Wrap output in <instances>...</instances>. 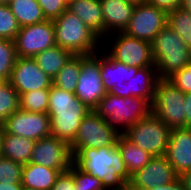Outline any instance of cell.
Wrapping results in <instances>:
<instances>
[{
	"instance_id": "f546056e",
	"label": "cell",
	"mask_w": 191,
	"mask_h": 190,
	"mask_svg": "<svg viewBox=\"0 0 191 190\" xmlns=\"http://www.w3.org/2000/svg\"><path fill=\"white\" fill-rule=\"evenodd\" d=\"M17 59L15 42L0 38V81H9Z\"/></svg>"
},
{
	"instance_id": "74e56055",
	"label": "cell",
	"mask_w": 191,
	"mask_h": 190,
	"mask_svg": "<svg viewBox=\"0 0 191 190\" xmlns=\"http://www.w3.org/2000/svg\"><path fill=\"white\" fill-rule=\"evenodd\" d=\"M184 107H185V127L191 128V92L185 93Z\"/></svg>"
},
{
	"instance_id": "ffe728a7",
	"label": "cell",
	"mask_w": 191,
	"mask_h": 190,
	"mask_svg": "<svg viewBox=\"0 0 191 190\" xmlns=\"http://www.w3.org/2000/svg\"><path fill=\"white\" fill-rule=\"evenodd\" d=\"M67 10L78 16L101 40L105 38L100 0H68Z\"/></svg>"
},
{
	"instance_id": "603a6c76",
	"label": "cell",
	"mask_w": 191,
	"mask_h": 190,
	"mask_svg": "<svg viewBox=\"0 0 191 190\" xmlns=\"http://www.w3.org/2000/svg\"><path fill=\"white\" fill-rule=\"evenodd\" d=\"M73 56L69 50L55 45L38 53L33 59L40 69L53 79Z\"/></svg>"
},
{
	"instance_id": "e0dca14e",
	"label": "cell",
	"mask_w": 191,
	"mask_h": 190,
	"mask_svg": "<svg viewBox=\"0 0 191 190\" xmlns=\"http://www.w3.org/2000/svg\"><path fill=\"white\" fill-rule=\"evenodd\" d=\"M20 94L40 89H50L52 79L45 74L33 58L18 57L9 79Z\"/></svg>"
},
{
	"instance_id": "4dcf8cb0",
	"label": "cell",
	"mask_w": 191,
	"mask_h": 190,
	"mask_svg": "<svg viewBox=\"0 0 191 190\" xmlns=\"http://www.w3.org/2000/svg\"><path fill=\"white\" fill-rule=\"evenodd\" d=\"M16 17L8 5H0V38L15 40L20 30Z\"/></svg>"
},
{
	"instance_id": "e575fe53",
	"label": "cell",
	"mask_w": 191,
	"mask_h": 190,
	"mask_svg": "<svg viewBox=\"0 0 191 190\" xmlns=\"http://www.w3.org/2000/svg\"><path fill=\"white\" fill-rule=\"evenodd\" d=\"M167 79L183 93L191 92V63L177 70Z\"/></svg>"
},
{
	"instance_id": "7c38bea8",
	"label": "cell",
	"mask_w": 191,
	"mask_h": 190,
	"mask_svg": "<svg viewBox=\"0 0 191 190\" xmlns=\"http://www.w3.org/2000/svg\"><path fill=\"white\" fill-rule=\"evenodd\" d=\"M18 57L33 58L56 45L53 20L21 27L14 40Z\"/></svg>"
},
{
	"instance_id": "d590c367",
	"label": "cell",
	"mask_w": 191,
	"mask_h": 190,
	"mask_svg": "<svg viewBox=\"0 0 191 190\" xmlns=\"http://www.w3.org/2000/svg\"><path fill=\"white\" fill-rule=\"evenodd\" d=\"M51 190H80L75 188L73 177L66 171L60 174Z\"/></svg>"
},
{
	"instance_id": "60d3db41",
	"label": "cell",
	"mask_w": 191,
	"mask_h": 190,
	"mask_svg": "<svg viewBox=\"0 0 191 190\" xmlns=\"http://www.w3.org/2000/svg\"><path fill=\"white\" fill-rule=\"evenodd\" d=\"M179 177L183 181L186 190H191V170L185 171Z\"/></svg>"
},
{
	"instance_id": "ee69618b",
	"label": "cell",
	"mask_w": 191,
	"mask_h": 190,
	"mask_svg": "<svg viewBox=\"0 0 191 190\" xmlns=\"http://www.w3.org/2000/svg\"><path fill=\"white\" fill-rule=\"evenodd\" d=\"M4 134V126L2 123H0V153H1V146H2V137Z\"/></svg>"
},
{
	"instance_id": "ab89813d",
	"label": "cell",
	"mask_w": 191,
	"mask_h": 190,
	"mask_svg": "<svg viewBox=\"0 0 191 190\" xmlns=\"http://www.w3.org/2000/svg\"><path fill=\"white\" fill-rule=\"evenodd\" d=\"M0 190H23V185L21 183H1Z\"/></svg>"
},
{
	"instance_id": "f1b7e54d",
	"label": "cell",
	"mask_w": 191,
	"mask_h": 190,
	"mask_svg": "<svg viewBox=\"0 0 191 190\" xmlns=\"http://www.w3.org/2000/svg\"><path fill=\"white\" fill-rule=\"evenodd\" d=\"M49 90L40 89L20 94V109L29 112L48 113Z\"/></svg>"
},
{
	"instance_id": "83f0119b",
	"label": "cell",
	"mask_w": 191,
	"mask_h": 190,
	"mask_svg": "<svg viewBox=\"0 0 191 190\" xmlns=\"http://www.w3.org/2000/svg\"><path fill=\"white\" fill-rule=\"evenodd\" d=\"M20 108V96L9 81L0 82V123Z\"/></svg>"
},
{
	"instance_id": "1f68e13d",
	"label": "cell",
	"mask_w": 191,
	"mask_h": 190,
	"mask_svg": "<svg viewBox=\"0 0 191 190\" xmlns=\"http://www.w3.org/2000/svg\"><path fill=\"white\" fill-rule=\"evenodd\" d=\"M67 172L73 177L75 188L80 190H106L101 180L83 172L74 163Z\"/></svg>"
},
{
	"instance_id": "4fadbf2b",
	"label": "cell",
	"mask_w": 191,
	"mask_h": 190,
	"mask_svg": "<svg viewBox=\"0 0 191 190\" xmlns=\"http://www.w3.org/2000/svg\"><path fill=\"white\" fill-rule=\"evenodd\" d=\"M167 25V13L147 2L135 5L130 23L123 33L147 42Z\"/></svg>"
},
{
	"instance_id": "484cf974",
	"label": "cell",
	"mask_w": 191,
	"mask_h": 190,
	"mask_svg": "<svg viewBox=\"0 0 191 190\" xmlns=\"http://www.w3.org/2000/svg\"><path fill=\"white\" fill-rule=\"evenodd\" d=\"M81 72V55H74L52 79V84L62 90L75 93Z\"/></svg>"
},
{
	"instance_id": "836d02e7",
	"label": "cell",
	"mask_w": 191,
	"mask_h": 190,
	"mask_svg": "<svg viewBox=\"0 0 191 190\" xmlns=\"http://www.w3.org/2000/svg\"><path fill=\"white\" fill-rule=\"evenodd\" d=\"M47 20L58 18L67 10L68 0H37Z\"/></svg>"
},
{
	"instance_id": "f6af8a7d",
	"label": "cell",
	"mask_w": 191,
	"mask_h": 190,
	"mask_svg": "<svg viewBox=\"0 0 191 190\" xmlns=\"http://www.w3.org/2000/svg\"><path fill=\"white\" fill-rule=\"evenodd\" d=\"M11 0H0V5H9Z\"/></svg>"
},
{
	"instance_id": "2e32d148",
	"label": "cell",
	"mask_w": 191,
	"mask_h": 190,
	"mask_svg": "<svg viewBox=\"0 0 191 190\" xmlns=\"http://www.w3.org/2000/svg\"><path fill=\"white\" fill-rule=\"evenodd\" d=\"M179 175L166 156L153 157L143 168L131 175L129 190H148L176 181Z\"/></svg>"
},
{
	"instance_id": "6da1fadb",
	"label": "cell",
	"mask_w": 191,
	"mask_h": 190,
	"mask_svg": "<svg viewBox=\"0 0 191 190\" xmlns=\"http://www.w3.org/2000/svg\"><path fill=\"white\" fill-rule=\"evenodd\" d=\"M102 52V53H101ZM100 77L107 93L120 97H141L153 103L157 80L156 67L137 68L114 60L99 50Z\"/></svg>"
},
{
	"instance_id": "7402d4cb",
	"label": "cell",
	"mask_w": 191,
	"mask_h": 190,
	"mask_svg": "<svg viewBox=\"0 0 191 190\" xmlns=\"http://www.w3.org/2000/svg\"><path fill=\"white\" fill-rule=\"evenodd\" d=\"M36 141L9 134L4 131L0 155L14 162L26 165L31 161V155Z\"/></svg>"
},
{
	"instance_id": "ac0fdd59",
	"label": "cell",
	"mask_w": 191,
	"mask_h": 190,
	"mask_svg": "<svg viewBox=\"0 0 191 190\" xmlns=\"http://www.w3.org/2000/svg\"><path fill=\"white\" fill-rule=\"evenodd\" d=\"M165 156L179 176L191 170V128H172Z\"/></svg>"
},
{
	"instance_id": "44dd1931",
	"label": "cell",
	"mask_w": 191,
	"mask_h": 190,
	"mask_svg": "<svg viewBox=\"0 0 191 190\" xmlns=\"http://www.w3.org/2000/svg\"><path fill=\"white\" fill-rule=\"evenodd\" d=\"M66 171L29 162L23 166L21 184L27 189L51 190L60 174Z\"/></svg>"
},
{
	"instance_id": "8d00e7d4",
	"label": "cell",
	"mask_w": 191,
	"mask_h": 190,
	"mask_svg": "<svg viewBox=\"0 0 191 190\" xmlns=\"http://www.w3.org/2000/svg\"><path fill=\"white\" fill-rule=\"evenodd\" d=\"M147 3L169 13L181 7L183 0H147Z\"/></svg>"
},
{
	"instance_id": "b9f144b4",
	"label": "cell",
	"mask_w": 191,
	"mask_h": 190,
	"mask_svg": "<svg viewBox=\"0 0 191 190\" xmlns=\"http://www.w3.org/2000/svg\"><path fill=\"white\" fill-rule=\"evenodd\" d=\"M182 8L191 13V0H183Z\"/></svg>"
},
{
	"instance_id": "277c9868",
	"label": "cell",
	"mask_w": 191,
	"mask_h": 190,
	"mask_svg": "<svg viewBox=\"0 0 191 190\" xmlns=\"http://www.w3.org/2000/svg\"><path fill=\"white\" fill-rule=\"evenodd\" d=\"M53 24L56 45L74 55H89L102 49V40L69 10L54 19Z\"/></svg>"
},
{
	"instance_id": "7bdbcfd3",
	"label": "cell",
	"mask_w": 191,
	"mask_h": 190,
	"mask_svg": "<svg viewBox=\"0 0 191 190\" xmlns=\"http://www.w3.org/2000/svg\"><path fill=\"white\" fill-rule=\"evenodd\" d=\"M125 1H127L129 3H132L134 5H140L142 3H146L147 2V0H125Z\"/></svg>"
},
{
	"instance_id": "9c48e42d",
	"label": "cell",
	"mask_w": 191,
	"mask_h": 190,
	"mask_svg": "<svg viewBox=\"0 0 191 190\" xmlns=\"http://www.w3.org/2000/svg\"><path fill=\"white\" fill-rule=\"evenodd\" d=\"M184 96L167 78L156 83L151 112L170 128L185 127Z\"/></svg>"
},
{
	"instance_id": "5bb4252c",
	"label": "cell",
	"mask_w": 191,
	"mask_h": 190,
	"mask_svg": "<svg viewBox=\"0 0 191 190\" xmlns=\"http://www.w3.org/2000/svg\"><path fill=\"white\" fill-rule=\"evenodd\" d=\"M3 126L6 133L34 141L51 136L50 117L47 113L29 112L19 108L4 121Z\"/></svg>"
},
{
	"instance_id": "d6986e66",
	"label": "cell",
	"mask_w": 191,
	"mask_h": 190,
	"mask_svg": "<svg viewBox=\"0 0 191 190\" xmlns=\"http://www.w3.org/2000/svg\"><path fill=\"white\" fill-rule=\"evenodd\" d=\"M104 18L105 37L123 32L130 23L135 5L125 0H100Z\"/></svg>"
},
{
	"instance_id": "4316f807",
	"label": "cell",
	"mask_w": 191,
	"mask_h": 190,
	"mask_svg": "<svg viewBox=\"0 0 191 190\" xmlns=\"http://www.w3.org/2000/svg\"><path fill=\"white\" fill-rule=\"evenodd\" d=\"M167 25L175 31L191 49V13L179 7L167 13Z\"/></svg>"
},
{
	"instance_id": "9a60e30c",
	"label": "cell",
	"mask_w": 191,
	"mask_h": 190,
	"mask_svg": "<svg viewBox=\"0 0 191 190\" xmlns=\"http://www.w3.org/2000/svg\"><path fill=\"white\" fill-rule=\"evenodd\" d=\"M30 162L51 169L68 170L73 164L70 144L53 136L39 139L34 144Z\"/></svg>"
},
{
	"instance_id": "8fae6325",
	"label": "cell",
	"mask_w": 191,
	"mask_h": 190,
	"mask_svg": "<svg viewBox=\"0 0 191 190\" xmlns=\"http://www.w3.org/2000/svg\"><path fill=\"white\" fill-rule=\"evenodd\" d=\"M100 77L99 50L89 55H81V72L75 95L90 110H94L106 95Z\"/></svg>"
},
{
	"instance_id": "5b68a950",
	"label": "cell",
	"mask_w": 191,
	"mask_h": 190,
	"mask_svg": "<svg viewBox=\"0 0 191 190\" xmlns=\"http://www.w3.org/2000/svg\"><path fill=\"white\" fill-rule=\"evenodd\" d=\"M151 53L159 78H168L191 63V49L168 25L152 40Z\"/></svg>"
},
{
	"instance_id": "52a82bcc",
	"label": "cell",
	"mask_w": 191,
	"mask_h": 190,
	"mask_svg": "<svg viewBox=\"0 0 191 190\" xmlns=\"http://www.w3.org/2000/svg\"><path fill=\"white\" fill-rule=\"evenodd\" d=\"M171 130L155 114L150 112L123 135L152 156H164L170 141Z\"/></svg>"
},
{
	"instance_id": "d4e9b609",
	"label": "cell",
	"mask_w": 191,
	"mask_h": 190,
	"mask_svg": "<svg viewBox=\"0 0 191 190\" xmlns=\"http://www.w3.org/2000/svg\"><path fill=\"white\" fill-rule=\"evenodd\" d=\"M8 6L20 27L47 20L37 0H11Z\"/></svg>"
},
{
	"instance_id": "ba28073f",
	"label": "cell",
	"mask_w": 191,
	"mask_h": 190,
	"mask_svg": "<svg viewBox=\"0 0 191 190\" xmlns=\"http://www.w3.org/2000/svg\"><path fill=\"white\" fill-rule=\"evenodd\" d=\"M101 42L103 44L101 47H105L106 50L104 51L114 60L137 68L155 67L150 42L128 36L123 32L108 35ZM104 43L110 44V47Z\"/></svg>"
},
{
	"instance_id": "cb8c5ba5",
	"label": "cell",
	"mask_w": 191,
	"mask_h": 190,
	"mask_svg": "<svg viewBox=\"0 0 191 190\" xmlns=\"http://www.w3.org/2000/svg\"><path fill=\"white\" fill-rule=\"evenodd\" d=\"M118 149L131 176L143 168L154 156L128 140L123 134L117 139Z\"/></svg>"
},
{
	"instance_id": "d6a6232c",
	"label": "cell",
	"mask_w": 191,
	"mask_h": 190,
	"mask_svg": "<svg viewBox=\"0 0 191 190\" xmlns=\"http://www.w3.org/2000/svg\"><path fill=\"white\" fill-rule=\"evenodd\" d=\"M23 164L0 155V182L21 183Z\"/></svg>"
},
{
	"instance_id": "8992f818",
	"label": "cell",
	"mask_w": 191,
	"mask_h": 190,
	"mask_svg": "<svg viewBox=\"0 0 191 190\" xmlns=\"http://www.w3.org/2000/svg\"><path fill=\"white\" fill-rule=\"evenodd\" d=\"M118 133L123 134L151 112V104L141 97H127L106 93L94 109Z\"/></svg>"
},
{
	"instance_id": "f35d334b",
	"label": "cell",
	"mask_w": 191,
	"mask_h": 190,
	"mask_svg": "<svg viewBox=\"0 0 191 190\" xmlns=\"http://www.w3.org/2000/svg\"><path fill=\"white\" fill-rule=\"evenodd\" d=\"M148 190H186V188L183 181L179 177L176 181L172 183L157 186L155 188L148 189Z\"/></svg>"
},
{
	"instance_id": "7a4b0ae2",
	"label": "cell",
	"mask_w": 191,
	"mask_h": 190,
	"mask_svg": "<svg viewBox=\"0 0 191 190\" xmlns=\"http://www.w3.org/2000/svg\"><path fill=\"white\" fill-rule=\"evenodd\" d=\"M73 163L83 172L97 177L106 190H126L128 174L118 146L78 148Z\"/></svg>"
},
{
	"instance_id": "3957f363",
	"label": "cell",
	"mask_w": 191,
	"mask_h": 190,
	"mask_svg": "<svg viewBox=\"0 0 191 190\" xmlns=\"http://www.w3.org/2000/svg\"><path fill=\"white\" fill-rule=\"evenodd\" d=\"M89 111L90 109L77 98L75 93L51 85L47 113L50 117L51 136L71 144Z\"/></svg>"
},
{
	"instance_id": "30bf717a",
	"label": "cell",
	"mask_w": 191,
	"mask_h": 190,
	"mask_svg": "<svg viewBox=\"0 0 191 190\" xmlns=\"http://www.w3.org/2000/svg\"><path fill=\"white\" fill-rule=\"evenodd\" d=\"M120 133L112 128L95 110H90L79 126L78 133L70 144L72 154L78 148L115 146Z\"/></svg>"
}]
</instances>
